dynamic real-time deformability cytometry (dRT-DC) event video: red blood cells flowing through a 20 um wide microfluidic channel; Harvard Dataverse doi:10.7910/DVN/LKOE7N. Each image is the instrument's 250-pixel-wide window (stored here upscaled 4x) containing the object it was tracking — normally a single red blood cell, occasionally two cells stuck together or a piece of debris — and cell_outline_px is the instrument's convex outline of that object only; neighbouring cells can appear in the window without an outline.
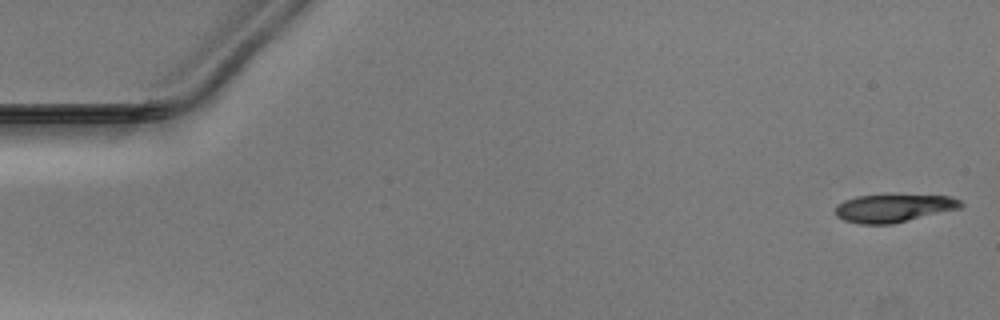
{"species": "Egyptian fruit bat (a non-hibernating species)", "species_latin": "Rousettus aegyptiacus", "temperature_condition": "warm", "stored_images_in_passage": 50, "camera_frame_rate_fps": 3000, "um_per_image_px": 0.085, "animal": {"sex": "male"}, "frame": {"image": 1, "passage_image": 1, "time_ms": 0.0, "image_size_px": [1000, 320], "cell_outline_px": [[964, 204], [960, 208], [892, 224], [860, 224], [844, 220], [836, 216], [836, 204], [844, 200], [856, 196], [952, 196], [960, 200]], "centroid_in_image_um": [75.93, 17.71], "position_along_channel_um": 9.1, "area_um2": 20.06}}
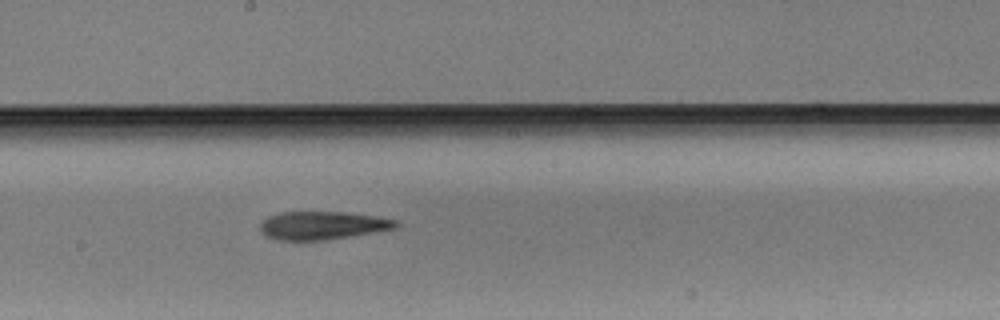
{"frame": {"image": 2, "passage_image": 27, "time_ms": 8.667, "image_size_px": [1000, 320], "cell_outline_px": [[400, 224], [396, 228], [376, 232], [328, 240], [276, 240], [264, 236], [260, 228], [260, 224], [268, 216], [280, 212], [348, 212], [376, 216], [396, 220]], "centroid_in_image_um": [27.42, 19.16], "position_along_channel_um": 220.8, "area_um2": 22.48}}
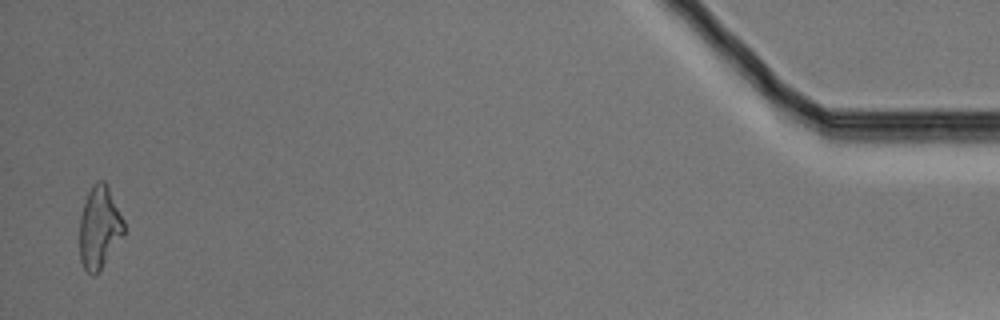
{"frame": {"image": 3, "passage_image": 49, "time_ms": 16.0, "image_size_px": [1000, 320], "cell_outline_px": [[124, 236], [100, 268], [96, 272], [88, 272], [84, 268], [80, 260], [80, 216], [88, 192], [92, 184], [96, 180], [104, 180], [108, 184], [124, 220]], "centroid_in_image_um": [8.46, 19.25], "position_along_channel_um": 426.7, "area_um2": 21.15}}